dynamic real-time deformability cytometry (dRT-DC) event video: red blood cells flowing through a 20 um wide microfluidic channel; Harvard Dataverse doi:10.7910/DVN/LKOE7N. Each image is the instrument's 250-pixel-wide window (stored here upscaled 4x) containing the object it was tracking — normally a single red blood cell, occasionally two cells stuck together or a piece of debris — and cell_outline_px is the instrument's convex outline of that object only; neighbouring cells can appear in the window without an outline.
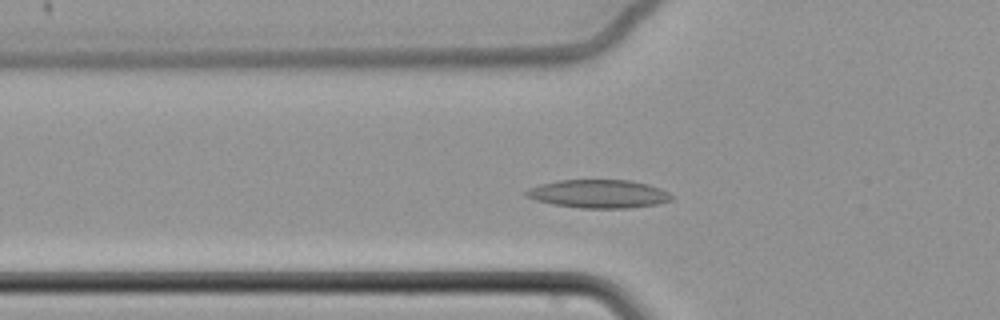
{"species": "common noctule bat (a hibernating species)", "species_latin": "Nyctalus noctula", "temperature_condition": "cold", "stored_images_in_passage": 58, "camera_frame_rate_fps": 3000, "um_per_image_px": 0.085, "animal": {"sex": "female", "body_mass_g": 22.7, "forearm_length_mm": 54.2}, "frame": {"image": 1, "passage_image": 18, "time_ms": 5.667, "image_size_px": [1000, 320], "cell_outline_px": [[672, 200], [660, 204], [628, 208], [580, 208], [552, 204], [536, 200], [528, 196], [524, 192], [528, 188], [540, 184], [560, 180], [632, 180], [648, 184], [660, 188], [668, 192], [672, 196]], "centroid_in_image_um": [50.91, 16.48], "position_along_channel_um": 74.9, "area_um2": 24.04}}
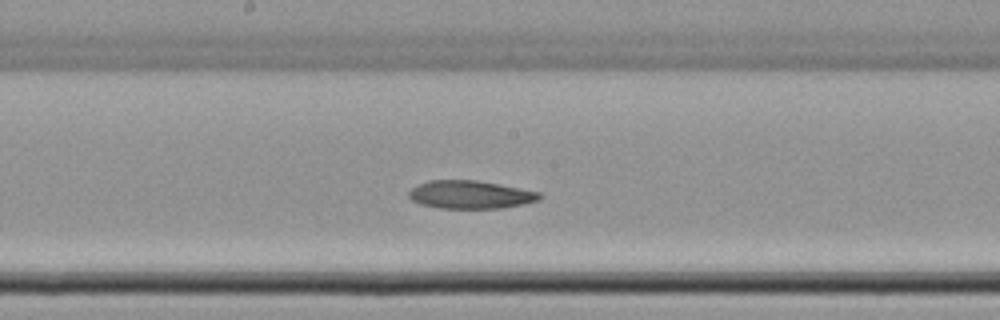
{"frame": {"image": 2, "passage_image": 30, "time_ms": 9.667, "image_size_px": [1000, 320], "cell_outline_px": [[544, 196], [540, 200], [524, 204], [500, 208], [440, 208], [420, 204], [412, 200], [408, 196], [408, 192], [416, 184], [428, 180], [476, 180], [500, 184], [540, 192]], "centroid_in_image_um": [39.99, 16.54], "position_along_channel_um": 208.2, "area_um2": 21.56}}
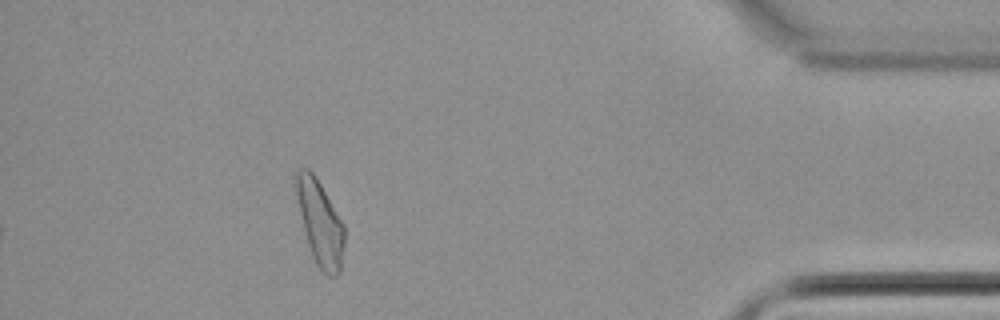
{"frame": {"image": 3, "passage_image": 52, "time_ms": 17.0, "image_size_px": [1000, 320], "cell_outline_px": [[344, 248], [340, 272], [336, 276], [328, 276], [316, 264], [312, 256], [304, 232], [292, 184], [296, 168], [308, 168], [316, 176], [344, 224]], "centroid_in_image_um": [27.16, 18.87], "position_along_channel_um": 408.0, "area_um2": 24.39}}